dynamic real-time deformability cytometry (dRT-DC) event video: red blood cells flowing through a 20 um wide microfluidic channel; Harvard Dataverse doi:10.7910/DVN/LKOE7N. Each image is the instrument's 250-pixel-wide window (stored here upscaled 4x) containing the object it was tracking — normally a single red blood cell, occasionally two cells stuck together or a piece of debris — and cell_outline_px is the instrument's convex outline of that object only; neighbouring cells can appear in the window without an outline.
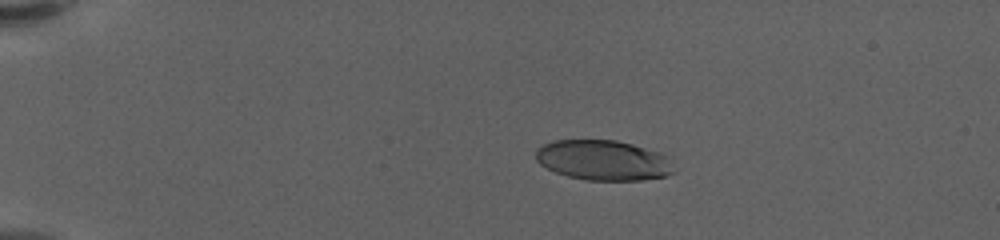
{"species": "human", "species_latin": "Homo sapiens", "temperature_condition": "warm", "stored_images_in_passage": 48, "camera_frame_rate_fps": 3000, "um_per_image_px": 0.085, "donor": {"sex": "female"}, "frame": {"image": 1, "passage_image": 1, "time_ms": 0.0, "image_size_px": [1000, 240], "cell_outline_px": [[676, 172], [668, 176], [644, 180], [588, 180], [568, 176], [556, 172], [540, 164], [536, 160], [536, 148], [544, 144], [556, 140], [616, 140], [632, 144], [660, 152], [664, 156]], "centroid_in_image_um": [51.27, 13.62], "position_along_channel_um": 33.7, "area_um2": 32.19}}
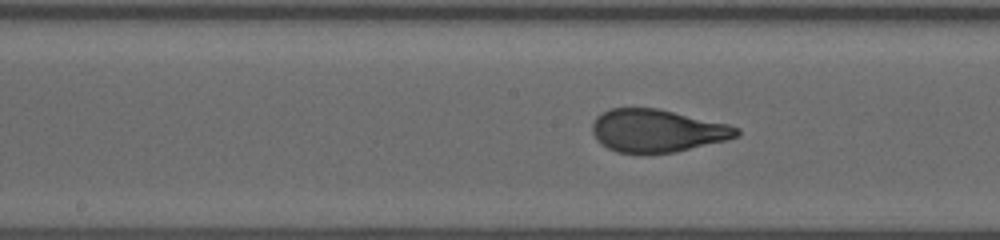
{"frame": {"image": 2, "passage_image": 21, "time_ms": 6.667, "image_size_px": [1000, 240], "cell_outline_px": [[740, 136], [728, 140], [676, 152], [616, 152], [600, 144], [596, 140], [592, 132], [592, 124], [596, 116], [612, 108], [656, 108], [728, 124], [740, 128]], "centroid_in_image_um": [55.87, 11.11], "position_along_channel_um": 192.3, "area_um2": 35.84}}
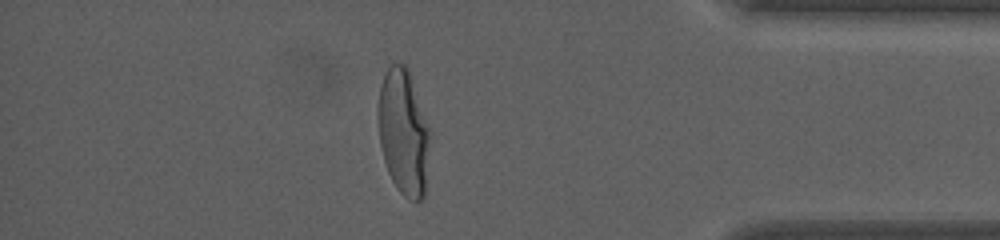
{"frame": {"image": 3, "passage_image": 41, "time_ms": 13.333, "image_size_px": [1000, 240], "cell_outline_px": [[432, 132], [424, 196], [416, 204], [408, 200], [400, 192], [392, 180], [388, 172], [384, 160], [380, 144], [380, 84], [388, 68], [392, 64], [404, 64], [408, 68]], "centroid_in_image_um": [34.36, 11.29], "position_along_channel_um": 400.8, "area_um2": 37.97}, "authors_computed_cell_mechanics": {"area_um2": 36.125, "velocity_mm_per_s": 3.5163, "shape_relaxation_time_tau1_ms": 6.3737, "shape_relaxation_time_tau2_ms": null, "deformation_change_tau1": 0.2783, "deformation_change_tau2": null}}